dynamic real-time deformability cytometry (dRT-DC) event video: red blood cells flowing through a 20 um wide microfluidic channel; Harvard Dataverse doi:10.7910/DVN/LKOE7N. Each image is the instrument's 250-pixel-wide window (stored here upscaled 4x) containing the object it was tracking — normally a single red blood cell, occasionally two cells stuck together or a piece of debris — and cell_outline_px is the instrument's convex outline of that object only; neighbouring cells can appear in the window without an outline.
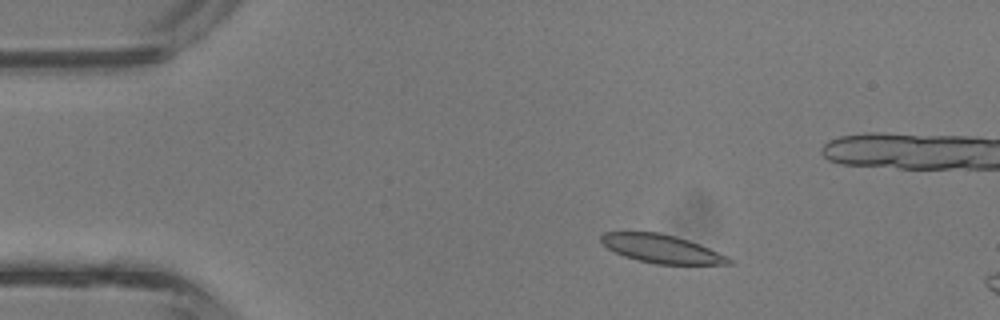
{"species": "common noctule bat (a hibernating species)", "species_latin": "Nyctalus noctula", "temperature_condition": "room temperature", "stored_images_in_passage": 38, "camera_frame_rate_fps": 3000, "um_per_image_px": 0.085, "animal": {"sex": "male", "body_mass_g": 13.3}, "frame": {"image": 1, "passage_image": 2, "time_ms": 0.333, "image_size_px": [1000, 320], "cell_outline_px": [[732, 264], [656, 264], [636, 260], [624, 256], [608, 248], [600, 240], [600, 236], [604, 232], [660, 232], [676, 236], [700, 244], [732, 260]], "centroid_in_image_um": [56.19, 21.14], "position_along_channel_um": 28.8, "area_um2": 20.87}}
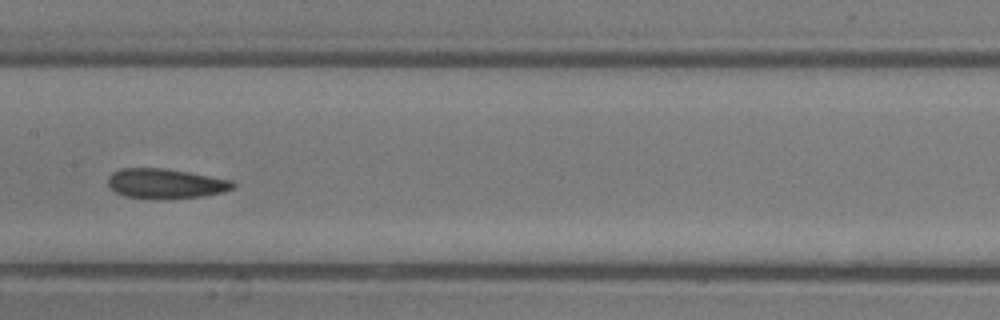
{"frame": {"image": 2, "passage_image": 16, "time_ms": 5.0, "image_size_px": [1000, 320], "cell_outline_px": [[236, 188], [224, 192], [204, 196], [124, 196], [116, 192], [108, 184], [108, 176], [112, 172], [120, 168], [164, 168], [188, 172], [232, 180], [236, 184]], "centroid_in_image_um": [14.11, 15.55], "position_along_channel_um": 193.3, "area_um2": 20.92}}
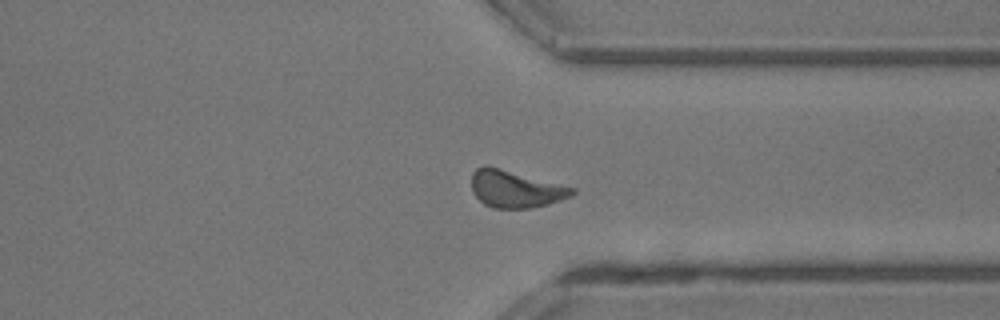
{"frame": {"image": 3, "passage_image": 27, "time_ms": 8.667, "image_size_px": [1000, 320], "cell_outline_px": [[576, 192], [572, 196], [548, 204], [528, 208], [492, 208], [484, 204], [472, 192], [472, 172], [476, 168], [484, 164], [500, 168], [576, 188]], "centroid_in_image_um": [43.8, 16.06], "position_along_channel_um": 367.6, "area_um2": 21.79}, "authors_computed_cell_mechanics": {"area_um2": 21.4149, "velocity_mm_per_s": 4.7875, "shape_relaxation_time_tau1_ms": null, "shape_relaxation_time_tau2_ms": 4.0283, "deformation_change_tau1": null, "deformation_change_tau2": 0.1154}}